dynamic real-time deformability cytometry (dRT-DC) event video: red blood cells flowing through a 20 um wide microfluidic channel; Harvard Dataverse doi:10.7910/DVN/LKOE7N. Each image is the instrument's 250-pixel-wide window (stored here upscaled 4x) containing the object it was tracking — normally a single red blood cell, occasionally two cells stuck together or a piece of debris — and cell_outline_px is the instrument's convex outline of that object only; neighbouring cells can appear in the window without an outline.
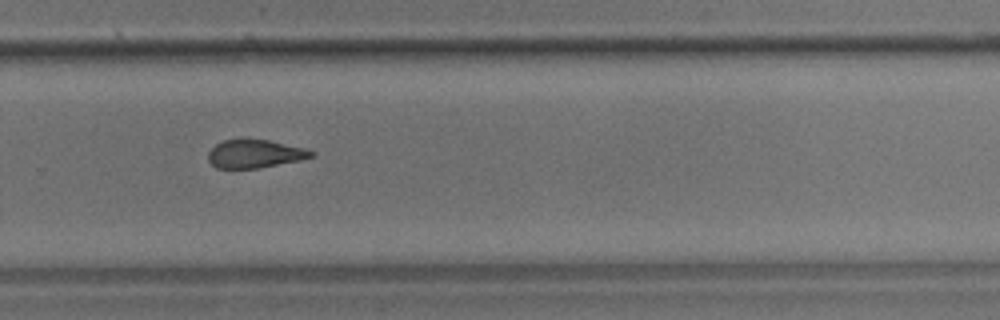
{"species": "common noctule bat (a hibernating species)", "species_latin": "Nyctalus noctula", "temperature_condition": "room temperature", "stored_images_in_passage": 15, "camera_frame_rate_fps": 3000, "um_per_image_px": 0.085, "animal": {"sex": "male", "body_mass_g": 17.9}, "frame": {"image": 1, "passage_image": 10, "time_ms": 3.0, "image_size_px": [1000, 320], "cell_outline_px": [[316, 156], [300, 160], [256, 168], [216, 168], [208, 160], [208, 152], [216, 144], [224, 140], [268, 140], [304, 148], [316, 152]], "centroid_in_image_um": [21.68, 13.08], "position_along_channel_um": 308.1, "area_um2": 16.7}}